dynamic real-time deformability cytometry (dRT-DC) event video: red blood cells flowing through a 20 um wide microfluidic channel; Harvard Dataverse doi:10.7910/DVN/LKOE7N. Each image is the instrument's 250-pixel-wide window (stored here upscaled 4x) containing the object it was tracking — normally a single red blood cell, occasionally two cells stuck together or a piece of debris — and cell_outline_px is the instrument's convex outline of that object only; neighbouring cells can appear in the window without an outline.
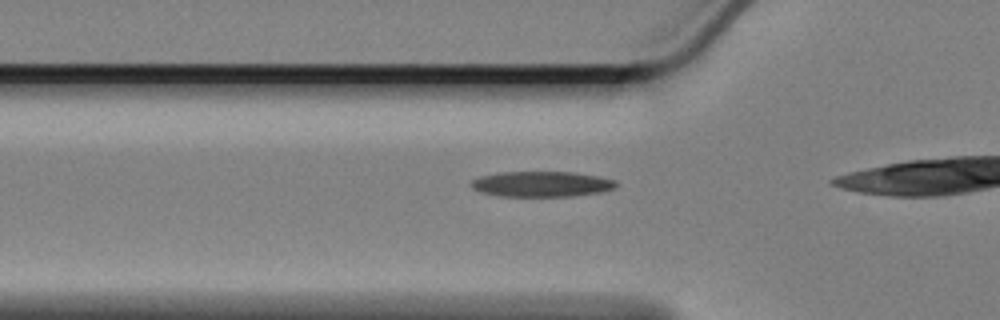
{"species": "Egyptian fruit bat (a non-hibernating species)", "species_latin": "Rousettus aegyptiacus", "temperature_condition": "cold", "stored_images_in_passage": 12, "camera_frame_rate_fps": 3000, "um_per_image_px": 0.085, "animal": {"sex": "female"}, "frame": {"image": 1, "passage_image": 6, "time_ms": 1.667, "image_size_px": [1000, 320], "cell_outline_px": [[616, 188], [600, 192], [572, 196], [500, 196], [480, 192], [472, 188], [468, 184], [472, 180], [480, 176], [496, 172], [576, 172], [600, 176], [616, 180]], "centroid_in_image_um": [46.02, 15.64], "position_along_channel_um": 79.8, "area_um2": 21.73}}
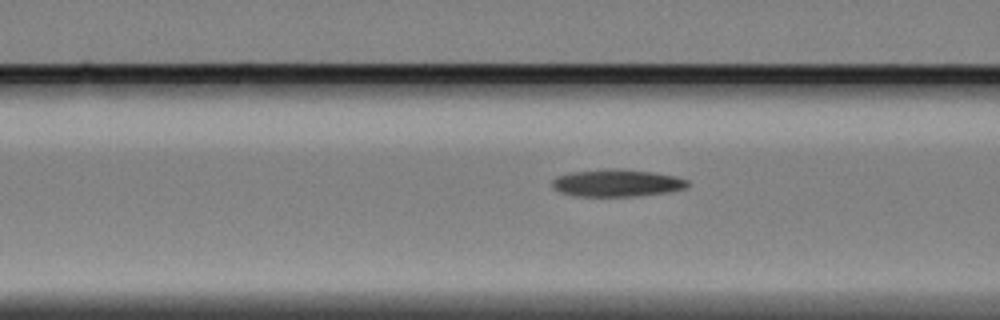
{"frame": {"image": 2, "passage_image": 9, "time_ms": 2.667, "image_size_px": [1000, 320], "cell_outline_px": [[688, 188], [668, 192], [636, 196], [576, 196], [560, 192], [552, 188], [552, 180], [556, 176], [572, 172], [608, 168], [620, 168], [652, 172], [676, 176], [688, 180]], "centroid_in_image_um": [52.44, 15.55], "position_along_channel_um": 114.2, "area_um2": 21.73}}